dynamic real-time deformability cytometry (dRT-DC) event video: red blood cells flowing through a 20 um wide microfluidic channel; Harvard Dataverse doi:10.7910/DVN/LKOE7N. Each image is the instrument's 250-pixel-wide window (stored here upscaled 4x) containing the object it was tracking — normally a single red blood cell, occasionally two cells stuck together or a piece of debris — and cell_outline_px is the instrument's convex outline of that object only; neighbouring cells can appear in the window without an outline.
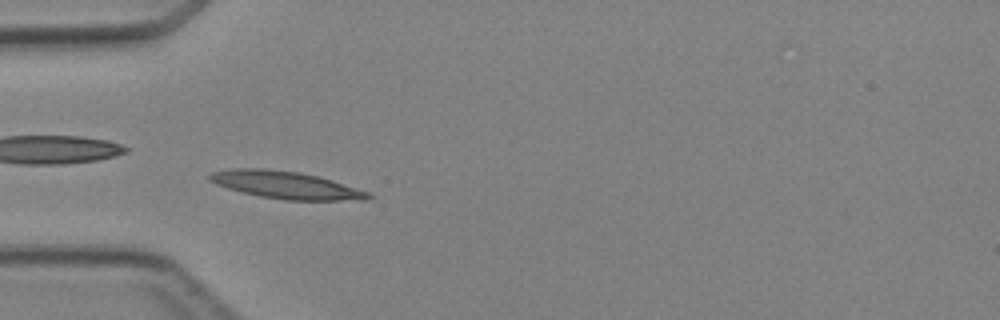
{"species": "Egyptian fruit bat (a non-hibernating species)", "species_latin": "Rousettus aegyptiacus", "temperature_condition": "cold", "stored_images_in_passage": 6, "camera_frame_rate_fps": 3000, "um_per_image_px": 0.085, "animal": {"sex": "female"}, "frame": {"image": 1, "passage_image": 5, "time_ms": 4.667, "image_size_px": [1000, 320], "cell_outline_px": [[376, 196], [368, 200], [284, 200], [260, 196], [228, 188], [216, 184], [208, 180], [208, 176], [212, 172], [232, 168], [264, 168], [300, 172], [332, 180], [368, 192]], "centroid_in_image_um": [24.31, 15.72], "position_along_channel_um": 60.7, "area_um2": 25.26}}
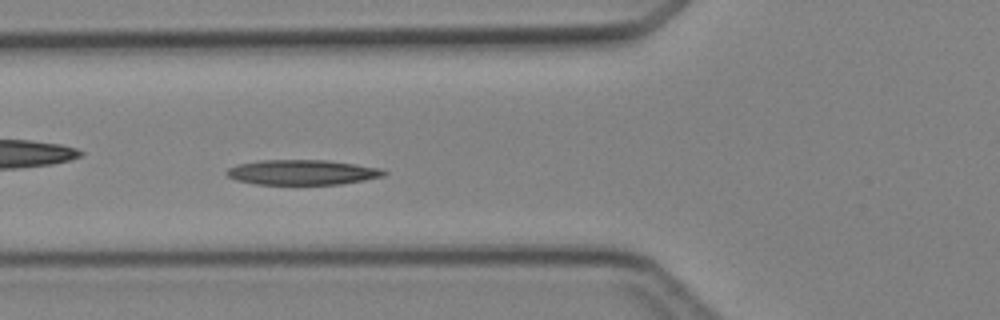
{"frame": {"image": 2, "passage_image": 6, "time_ms": 5.667, "image_size_px": [1000, 320], "cell_outline_px": [[388, 172], [384, 176], [364, 180], [340, 184], [256, 184], [236, 180], [228, 176], [224, 172], [228, 168], [236, 164], [260, 160], [324, 160], [356, 164], [380, 168]], "centroid_in_image_um": [25.67, 14.64], "position_along_channel_um": 100.1, "area_um2": 22.95}}